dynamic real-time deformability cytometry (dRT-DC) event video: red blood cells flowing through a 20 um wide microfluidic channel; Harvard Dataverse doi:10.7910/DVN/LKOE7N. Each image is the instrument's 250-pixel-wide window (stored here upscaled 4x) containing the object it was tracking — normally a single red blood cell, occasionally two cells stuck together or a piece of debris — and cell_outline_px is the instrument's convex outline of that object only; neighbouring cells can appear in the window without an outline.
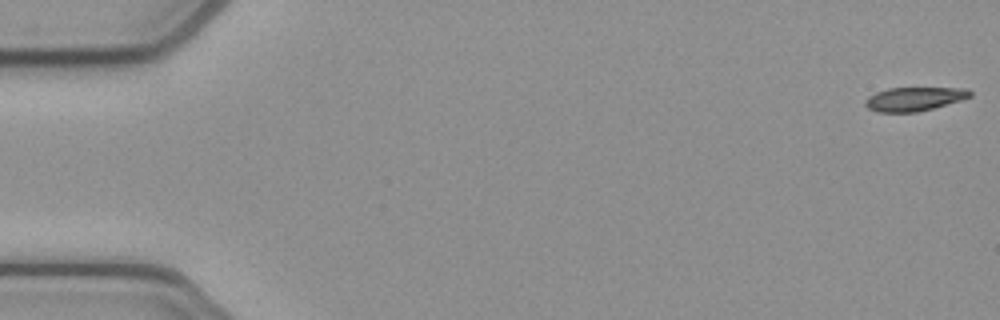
{"species": "common noctule bat (a hibernating species)", "species_latin": "Nyctalus noctula", "temperature_condition": "cold", "stored_images_in_passage": 53, "camera_frame_rate_fps": 3000, "um_per_image_px": 0.085, "animal": {"sex": "female", "body_mass_g": 21.9}, "frame": {"image": 1, "passage_image": 1, "time_ms": 0.0, "image_size_px": [1000, 320], "cell_outline_px": [[972, 96], [960, 100], [932, 108], [916, 112], [876, 112], [868, 108], [864, 104], [864, 100], [868, 96], [876, 92], [888, 88], [968, 88], [972, 92]], "centroid_in_image_um": [77.68, 8.41], "position_along_channel_um": 7.3, "area_um2": 14.51}}
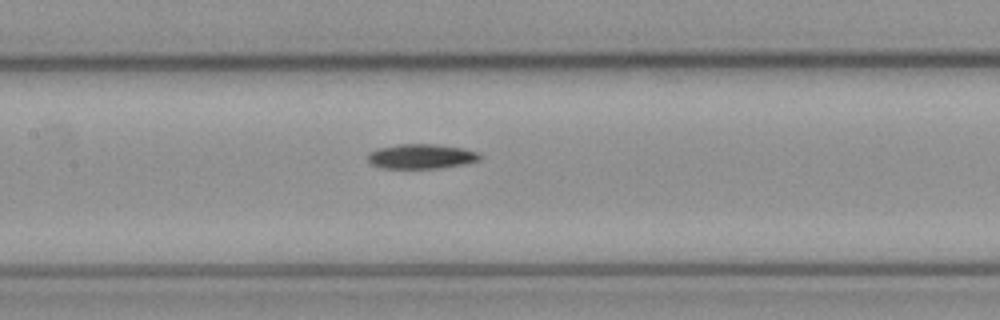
{"frame": {"image": 2, "passage_image": 25, "time_ms": 8.0, "image_size_px": [1000, 320], "cell_outline_px": [[480, 160], [464, 164], [440, 168], [384, 168], [372, 164], [368, 160], [368, 152], [380, 148], [400, 144], [432, 144], [460, 148], [480, 152]], "centroid_in_image_um": [35.82, 13.29], "position_along_channel_um": 171.6, "area_um2": 15.95}}
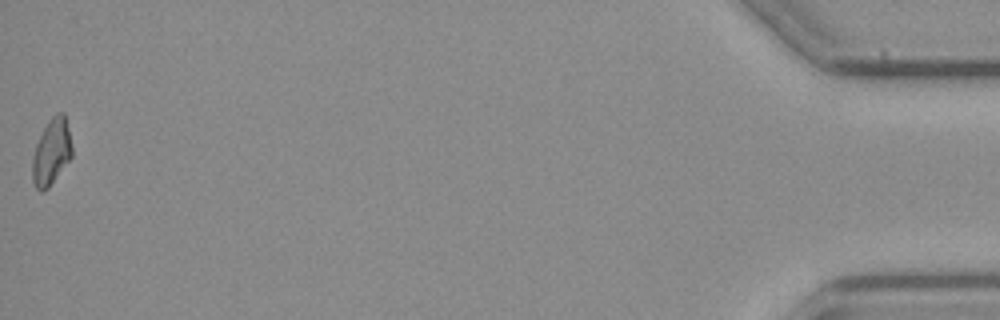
{"frame": {"image": 3, "passage_image": 53, "time_ms": 17.333, "image_size_px": [1000, 320], "cell_outline_px": [[72, 156], [48, 188], [40, 192], [36, 188], [32, 180], [32, 160], [36, 144], [48, 120], [56, 112], [64, 112], [68, 128], [72, 148]], "centroid_in_image_um": [4.37, 12.91], "position_along_channel_um": 430.8, "area_um2": 15.14}, "authors_computed_cell_mechanics": {"area_um2": 15.7216, "velocity_mm_per_s": 3.8863, "shape_relaxation_time_tau1_ms": 3.1628, "shape_relaxation_time_tau2_ms": null, "deformation_change_tau1": 0.1281, "deformation_change_tau2": null}}